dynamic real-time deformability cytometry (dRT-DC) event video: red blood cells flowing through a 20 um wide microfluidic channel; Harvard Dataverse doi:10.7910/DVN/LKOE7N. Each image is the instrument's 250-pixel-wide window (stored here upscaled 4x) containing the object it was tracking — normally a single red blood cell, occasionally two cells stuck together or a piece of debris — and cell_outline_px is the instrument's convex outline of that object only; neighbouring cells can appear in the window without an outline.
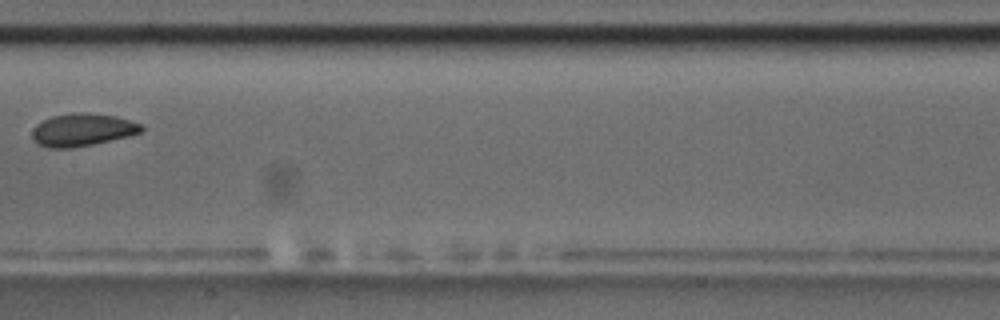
{"species": "common noctule bat (a hibernating species)", "species_latin": "Nyctalus noctula", "temperature_condition": "room temperature", "stored_images_in_passage": 10, "camera_frame_rate_fps": 3000, "um_per_image_px": 0.085, "animal": {"sex": "male", "body_mass_g": 17.5, "forearm_length_mm": 52.3}, "frame": {"image": 1, "passage_image": 10, "time_ms": 11.333, "image_size_px": [1000, 320], "cell_outline_px": [[144, 128], [140, 132], [128, 136], [92, 144], [72, 148], [48, 148], [36, 144], [32, 140], [32, 128], [36, 124], [52, 116], [80, 112], [84, 112], [116, 116], [144, 124]], "centroid_in_image_um": [6.98, 11.04], "position_along_channel_um": 200.4, "area_um2": 20.87}}